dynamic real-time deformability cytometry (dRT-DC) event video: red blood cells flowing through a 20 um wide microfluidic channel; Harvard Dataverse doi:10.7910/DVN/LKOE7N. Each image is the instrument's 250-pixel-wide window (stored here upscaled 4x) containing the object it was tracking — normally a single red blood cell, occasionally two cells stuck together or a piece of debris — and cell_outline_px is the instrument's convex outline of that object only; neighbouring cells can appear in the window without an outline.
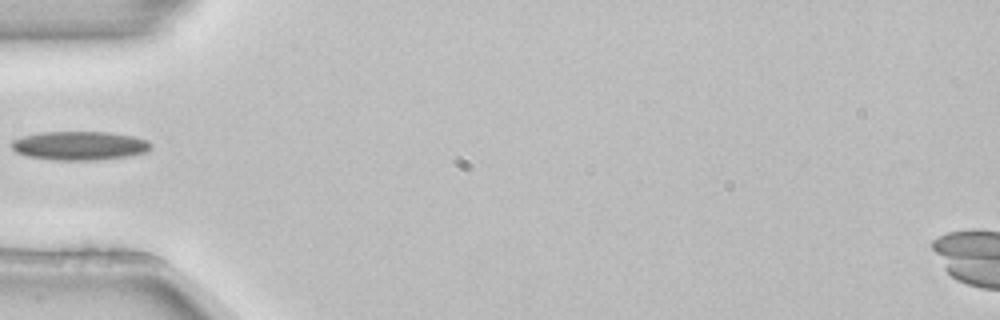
{"species": "common noctule bat (a hibernating species)", "species_latin": "Nyctalus noctula", "temperature_condition": "room temperature", "stored_images_in_passage": 3, "camera_frame_rate_fps": 3000, "um_per_image_px": 0.085, "animal": {"sex": "female", "body_mass_g": 22.7, "forearm_length_mm": 54.2}, "frame": {"image": 1, "passage_image": 3, "time_ms": 0.667, "image_size_px": [1000, 320], "cell_outline_px": [[152, 144], [148, 152], [128, 156], [96, 160], [52, 160], [28, 156], [16, 152], [12, 148], [12, 140], [24, 136], [40, 132], [108, 132], [132, 136], [148, 140]], "centroid_in_image_um": [6.78, 12.38], "position_along_channel_um": 78.2, "area_um2": 23.41}}